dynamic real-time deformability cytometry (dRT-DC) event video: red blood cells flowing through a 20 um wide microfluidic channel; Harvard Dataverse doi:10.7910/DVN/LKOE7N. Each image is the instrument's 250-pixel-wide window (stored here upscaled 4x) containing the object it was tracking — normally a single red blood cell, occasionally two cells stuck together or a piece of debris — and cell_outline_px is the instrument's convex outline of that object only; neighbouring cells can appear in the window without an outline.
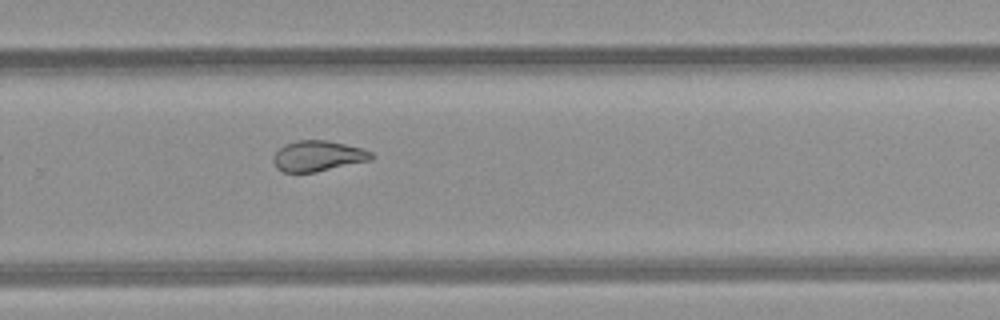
{"species": "common noctule bat (a hibernating species)", "species_latin": "Nyctalus noctula", "temperature_condition": "room temperature", "stored_images_in_passage": 8, "camera_frame_rate_fps": 3000, "um_per_image_px": 0.085, "animal": {"sex": "female", "body_mass_g": 21.9}, "frame": {"image": 1, "passage_image": 8, "time_ms": 8.0, "image_size_px": [1000, 320], "cell_outline_px": [[372, 160], [316, 172], [284, 172], [276, 168], [272, 160], [272, 156], [284, 144], [296, 140], [328, 140], [360, 148], [372, 152]], "centroid_in_image_um": [26.99, 13.26], "position_along_channel_um": 302.8, "area_um2": 17.51}}